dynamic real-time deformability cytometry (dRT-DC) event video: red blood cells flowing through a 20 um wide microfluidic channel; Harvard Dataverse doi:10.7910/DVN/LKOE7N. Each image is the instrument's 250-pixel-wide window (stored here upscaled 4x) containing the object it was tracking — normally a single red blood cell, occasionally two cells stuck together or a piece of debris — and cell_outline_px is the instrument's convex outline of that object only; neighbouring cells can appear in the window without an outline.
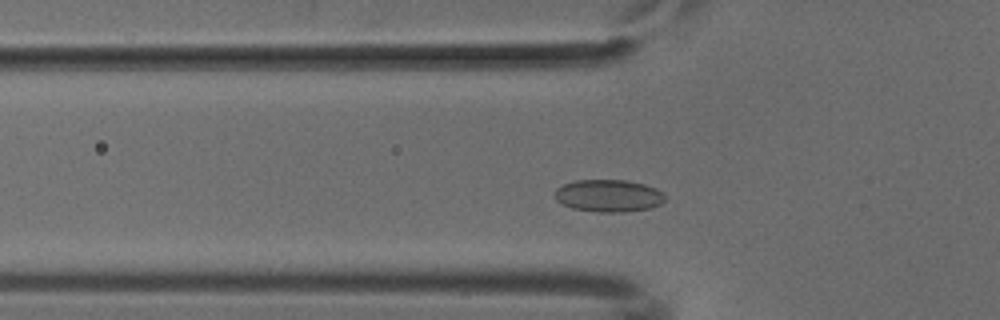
{"species": "common noctule bat (a hibernating species)", "species_latin": "Nyctalus noctula", "temperature_condition": "cold", "stored_images_in_passage": 45, "camera_frame_rate_fps": 3000, "um_per_image_px": 0.085, "animal": {"sex": "male", "body_mass_g": 18.8}, "frame": {"image": 1, "passage_image": 10, "time_ms": 3.0, "image_size_px": [1000, 320], "cell_outline_px": [[664, 200], [660, 204], [652, 208], [624, 212], [596, 212], [572, 208], [556, 200], [552, 192], [556, 188], [564, 184], [576, 180], [628, 180], [644, 184], [656, 188], [664, 196]], "centroid_in_image_um": [51.7, 16.64], "position_along_channel_um": 74.1, "area_um2": 20.87}}
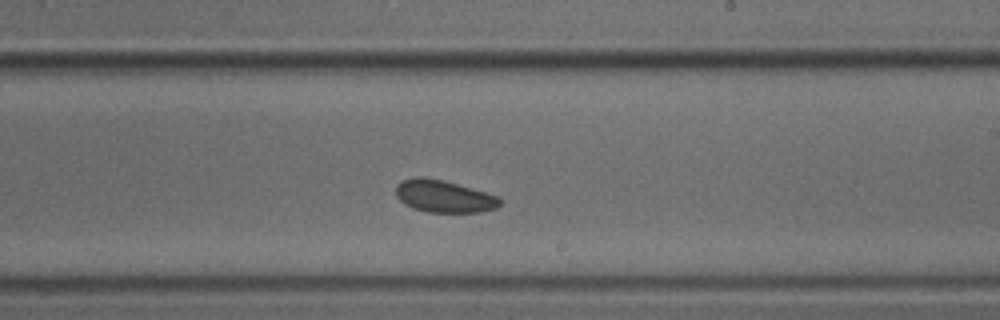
{"frame": {"image": 2, "passage_image": 24, "time_ms": 7.667, "image_size_px": [1000, 320], "cell_outline_px": [[500, 204], [496, 208], [480, 212], [428, 212], [412, 208], [404, 204], [396, 196], [396, 184], [400, 180], [412, 176], [424, 176], [444, 180], [484, 192], [496, 196], [500, 200]], "centroid_in_image_um": [37.65, 16.67], "position_along_channel_um": 251.4, "area_um2": 19.65}}
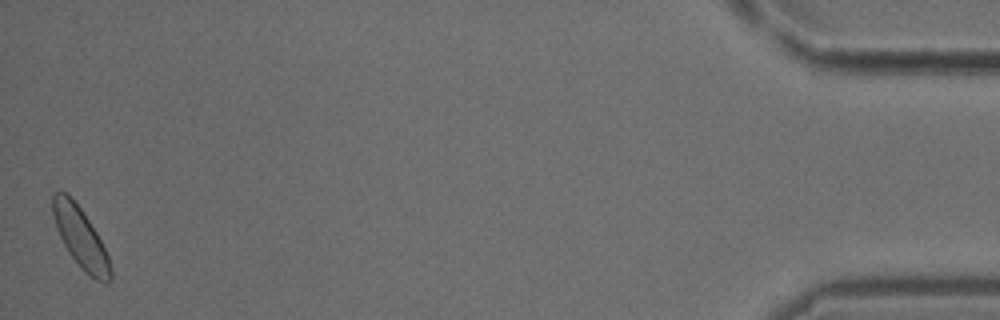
{"frame": {"image": 3, "passage_image": 45, "time_ms": 14.667, "image_size_px": [1000, 320], "cell_outline_px": [[112, 280], [108, 284], [104, 284], [96, 280], [84, 272], [68, 252], [56, 228], [52, 216], [52, 192], [64, 192], [80, 208], [96, 232], [108, 256], [112, 268]], "centroid_in_image_um": [6.86, 20.27], "position_along_channel_um": 428.3, "area_um2": 20.17}}